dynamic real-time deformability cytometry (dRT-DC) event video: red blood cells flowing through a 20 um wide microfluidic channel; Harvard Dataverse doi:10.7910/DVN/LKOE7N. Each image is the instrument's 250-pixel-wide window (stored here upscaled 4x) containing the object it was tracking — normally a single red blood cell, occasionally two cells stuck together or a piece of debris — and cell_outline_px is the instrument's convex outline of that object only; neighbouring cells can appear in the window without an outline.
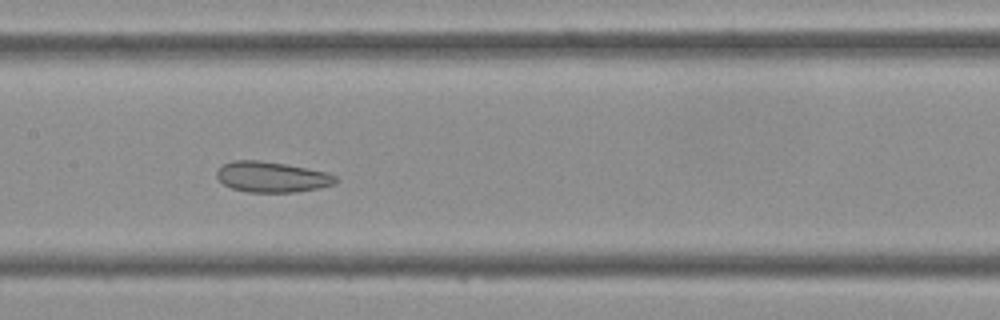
{"species": "Egyptian fruit bat (a non-hibernating species)", "species_latin": "Rousettus aegyptiacus", "temperature_condition": "cold", "stored_images_in_passage": 26, "camera_frame_rate_fps": 3000, "um_per_image_px": 0.085, "frame": {"image": 1, "passage_image": 12, "time_ms": 3.667, "image_size_px": [1000, 320], "cell_outline_px": [[340, 180], [332, 184], [316, 188], [292, 192], [248, 192], [232, 188], [224, 184], [216, 176], [216, 172], [224, 164], [232, 160], [260, 160], [288, 164], [328, 172], [336, 176]], "centroid_in_image_um": [23.11, 15.02], "position_along_channel_um": 184.3, "area_um2": 21.15}}
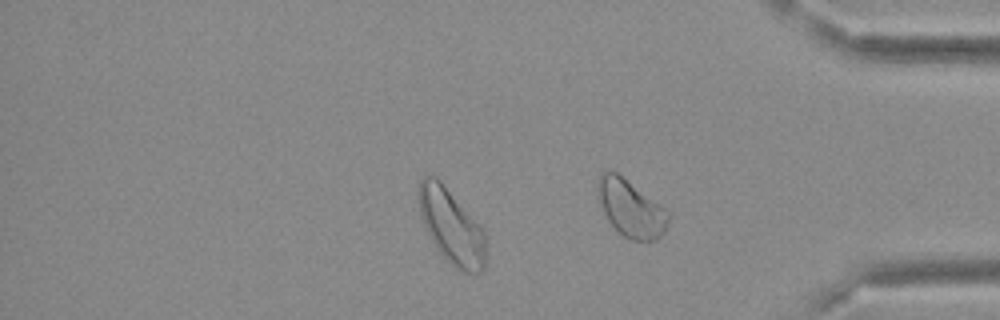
{"frame": {"image": 2, "passage_image": 26, "time_ms": 8.333, "image_size_px": [1000, 320], "cell_outline_px": [[668, 220], [664, 232], [656, 240], [632, 240], [624, 236], [608, 220], [604, 212], [596, 188], [596, 180], [600, 172], [616, 172], [664, 208], [668, 212]], "centroid_in_image_um": [53.59, 17.7], "position_along_channel_um": 381.6, "area_um2": 22.77}}